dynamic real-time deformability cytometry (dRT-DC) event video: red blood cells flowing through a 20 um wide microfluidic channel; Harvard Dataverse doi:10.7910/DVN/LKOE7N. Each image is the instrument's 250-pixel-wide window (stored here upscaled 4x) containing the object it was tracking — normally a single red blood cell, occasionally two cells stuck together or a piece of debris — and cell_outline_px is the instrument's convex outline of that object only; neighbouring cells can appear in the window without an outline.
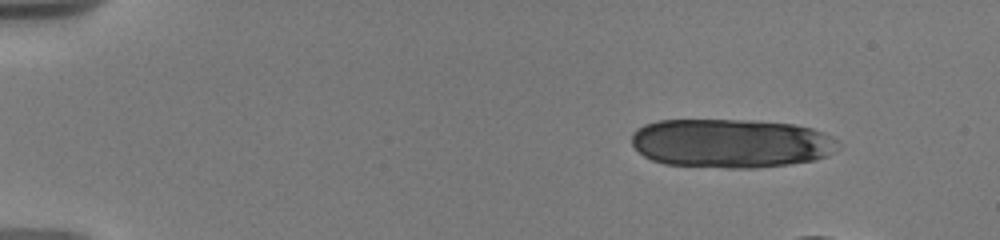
{"species": "human", "species_latin": "Homo sapiens", "temperature_condition": "warm", "stored_images_in_passage": 6, "camera_frame_rate_fps": 3000, "um_per_image_px": 0.085, "donor": {"sex": "male"}, "frame": {"image": 1, "passage_image": 1, "time_ms": 0.0, "image_size_px": [1000, 240], "cell_outline_px": [[840, 144], [828, 156], [816, 160], [788, 164], [756, 168], [728, 168], [664, 164], [652, 160], [644, 156], [632, 144], [632, 132], [636, 128], [644, 124], [660, 120], [752, 120], [792, 124], [812, 128], [824, 132], [840, 140]], "centroid_in_image_um": [62.15, 12.17], "position_along_channel_um": 22.9, "area_um2": 59.42}}